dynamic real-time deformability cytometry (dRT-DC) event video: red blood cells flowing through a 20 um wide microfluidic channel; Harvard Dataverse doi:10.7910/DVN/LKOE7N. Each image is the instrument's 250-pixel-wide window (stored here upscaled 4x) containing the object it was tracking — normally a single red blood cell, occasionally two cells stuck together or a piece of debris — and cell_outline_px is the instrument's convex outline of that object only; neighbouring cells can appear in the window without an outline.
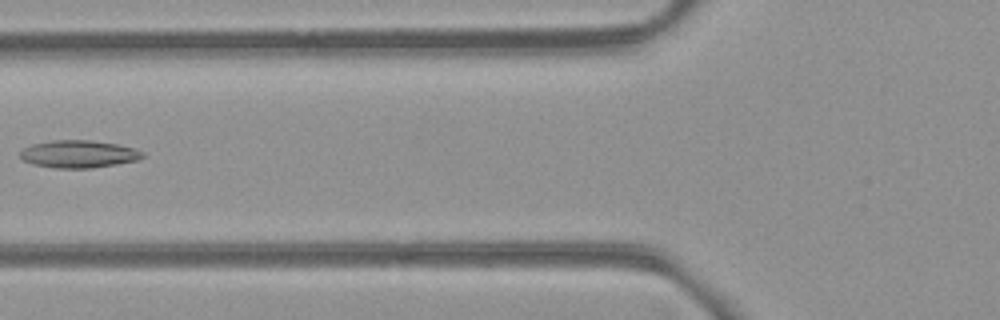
{"species": "common noctule bat (a hibernating species)", "species_latin": "Nyctalus noctula", "temperature_condition": "room temperature", "stored_images_in_passage": 7, "camera_frame_rate_fps": 3000, "um_per_image_px": 0.085, "animal": {"sex": "female", "body_mass_g": 21.9}, "frame": {"image": 1, "passage_image": 5, "time_ms": 4.667, "image_size_px": [1000, 320], "cell_outline_px": [[144, 156], [136, 160], [116, 164], [92, 168], [56, 168], [32, 164], [24, 160], [20, 156], [20, 152], [24, 148], [32, 144], [52, 140], [88, 140], [116, 144], [136, 148], [144, 152]], "centroid_in_image_um": [6.69, 13.09], "position_along_channel_um": 119.1, "area_um2": 19.54}}
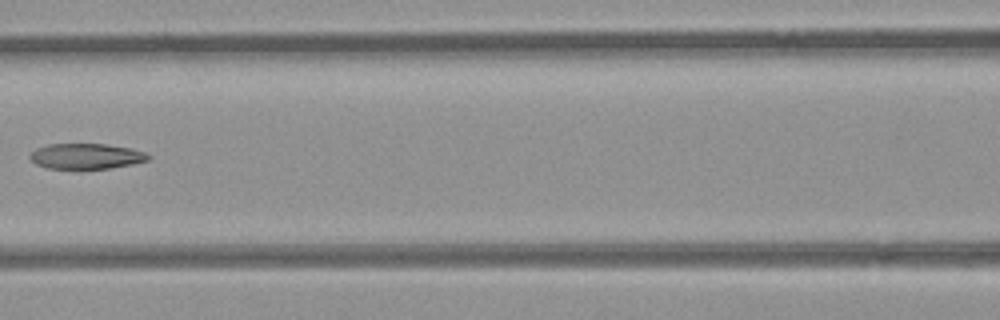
{"frame": {"image": 2, "passage_image": 6, "time_ms": 5.667, "image_size_px": [1000, 320], "cell_outline_px": [[152, 156], [148, 160], [132, 164], [112, 168], [48, 168], [36, 164], [28, 156], [36, 148], [48, 144], [104, 144], [132, 148], [144, 152]], "centroid_in_image_um": [7.34, 13.27], "position_along_channel_um": 159.3, "area_um2": 17.46}}
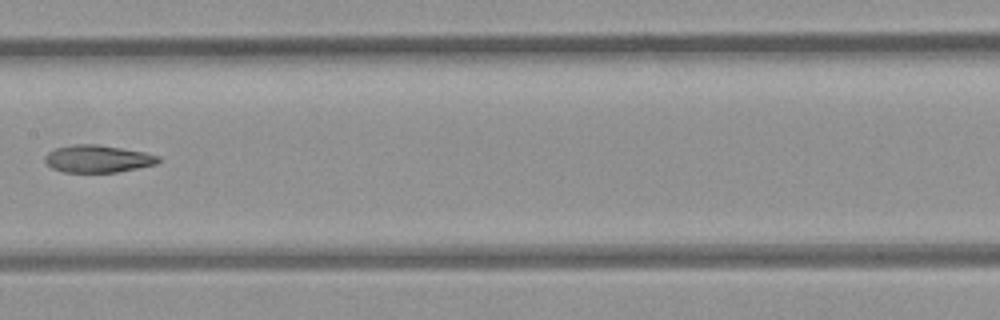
{"frame": {"image": 3, "passage_image": 7, "time_ms": 6.667, "image_size_px": [1000, 320], "cell_outline_px": [[160, 160], [156, 164], [116, 172], [64, 172], [52, 168], [44, 160], [44, 156], [48, 152], [56, 148], [76, 144], [96, 144], [144, 152], [160, 156]], "centroid_in_image_um": [8.29, 13.5], "position_along_channel_um": 199.1, "area_um2": 17.92}}